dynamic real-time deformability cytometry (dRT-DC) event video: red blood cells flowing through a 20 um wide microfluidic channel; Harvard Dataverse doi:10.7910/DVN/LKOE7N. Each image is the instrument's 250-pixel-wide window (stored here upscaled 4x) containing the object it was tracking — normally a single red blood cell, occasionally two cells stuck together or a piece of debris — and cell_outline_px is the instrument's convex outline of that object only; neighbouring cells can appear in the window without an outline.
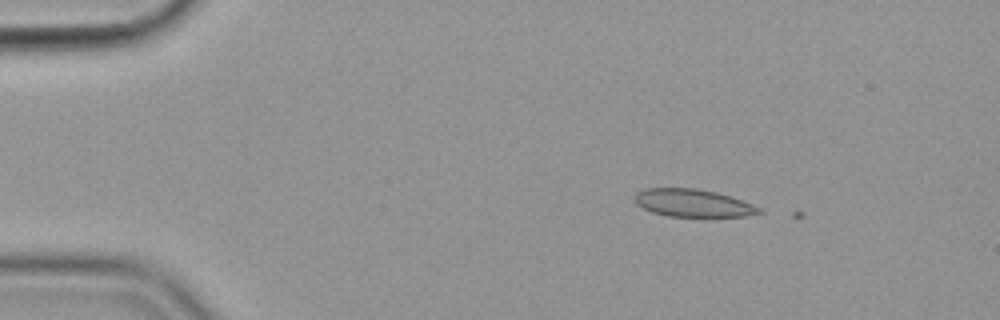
{"species": "common noctule bat (a hibernating species)", "species_latin": "Nyctalus noctula", "temperature_condition": "cold", "stored_images_in_passage": 3, "camera_frame_rate_fps": 3000, "um_per_image_px": 0.085, "animal": {"sex": "female", "body_mass_g": 19.9}, "frame": {"image": 1, "passage_image": 2, "time_ms": 0.333, "image_size_px": [1000, 320], "cell_outline_px": [[764, 212], [744, 216], [668, 216], [652, 212], [636, 204], [632, 200], [636, 192], [644, 188], [696, 188], [716, 192], [732, 196], [764, 208]], "centroid_in_image_um": [58.91, 17.24], "position_along_channel_um": 26.1, "area_um2": 20.29}}